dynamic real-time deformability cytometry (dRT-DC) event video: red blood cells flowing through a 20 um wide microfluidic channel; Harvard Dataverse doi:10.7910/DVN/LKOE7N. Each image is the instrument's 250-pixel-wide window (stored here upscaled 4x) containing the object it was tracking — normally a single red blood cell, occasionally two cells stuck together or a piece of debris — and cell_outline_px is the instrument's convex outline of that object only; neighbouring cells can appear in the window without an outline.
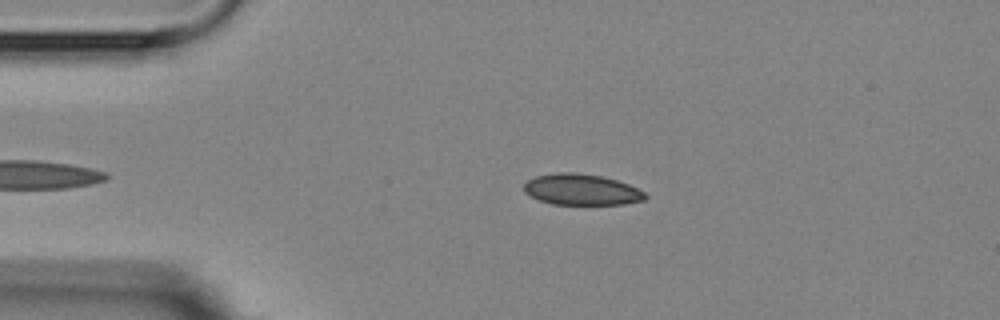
{"species": "Egyptian fruit bat (a non-hibernating species)", "species_latin": "Rousettus aegyptiacus", "temperature_condition": "room temperature", "stored_images_in_passage": 4, "camera_frame_rate_fps": 3000, "um_per_image_px": 0.085, "animal": {"sex": "female"}, "frame": {"image": 1, "passage_image": 4, "time_ms": 3.667, "image_size_px": [1000, 320], "cell_outline_px": [[648, 196], [644, 200], [624, 204], [552, 204], [540, 200], [524, 192], [524, 184], [528, 180], [536, 176], [556, 172], [576, 172], [600, 176], [616, 180], [628, 184], [644, 192]], "centroid_in_image_um": [49.42, 16.11], "position_along_channel_um": 35.6, "area_um2": 21.79}}